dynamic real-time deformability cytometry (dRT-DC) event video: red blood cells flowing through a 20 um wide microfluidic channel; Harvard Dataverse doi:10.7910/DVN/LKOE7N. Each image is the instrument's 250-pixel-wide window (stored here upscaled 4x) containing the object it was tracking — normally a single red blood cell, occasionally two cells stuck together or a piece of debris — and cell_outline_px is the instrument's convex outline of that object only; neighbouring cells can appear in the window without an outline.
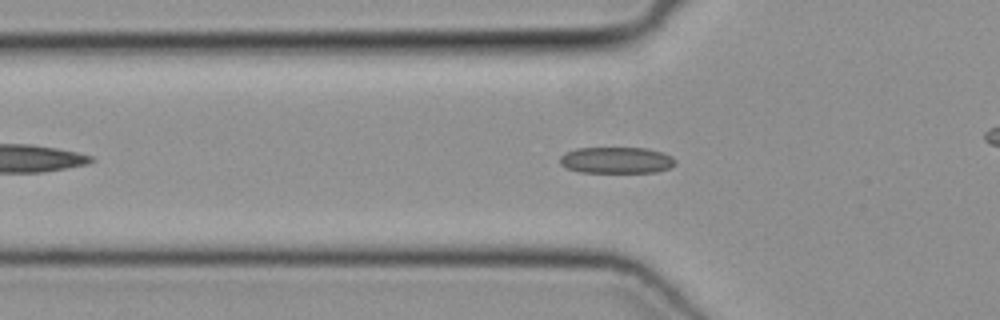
{"species": "common noctule bat (a hibernating species)", "species_latin": "Nyctalus noctula", "temperature_condition": "cold", "stored_images_in_passage": 33, "camera_frame_rate_fps": 3000, "um_per_image_px": 0.085, "animal": {"sex": "female", "body_mass_g": 19.3, "forearm_length_mm": 54.1}, "frame": {"image": 1, "passage_image": 7, "time_ms": 2.0, "image_size_px": [1000, 320], "cell_outline_px": [[676, 164], [668, 168], [656, 172], [580, 172], [564, 168], [560, 164], [560, 156], [576, 148], [644, 148], [660, 152], [672, 156], [676, 160]], "centroid_in_image_um": [52.38, 13.62], "position_along_channel_um": 73.4, "area_um2": 17.69}}
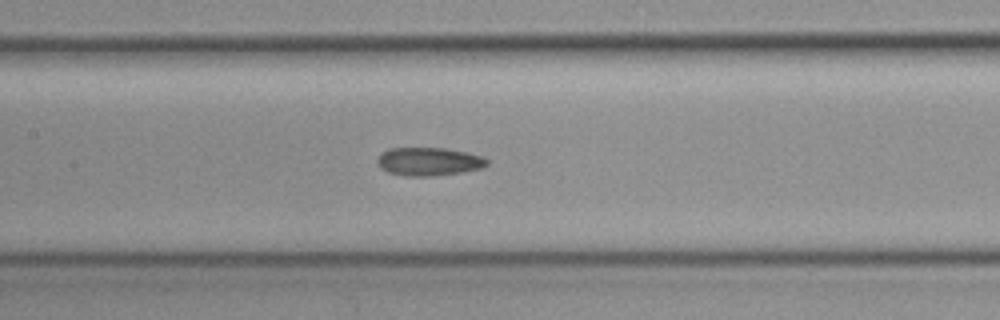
{"frame": {"image": 2, "passage_image": 14, "time_ms": 4.333, "image_size_px": [1000, 320], "cell_outline_px": [[488, 164], [484, 168], [460, 172], [432, 176], [404, 176], [388, 172], [380, 168], [376, 164], [376, 160], [388, 148], [444, 148], [464, 152], [480, 156], [488, 160]], "centroid_in_image_um": [36.42, 13.74], "position_along_channel_um": 171.0, "area_um2": 17.98}}
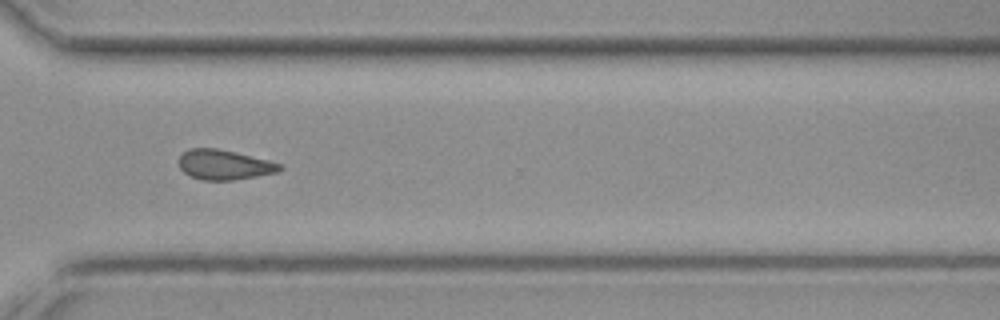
{"frame": {"image": 3, "passage_image": 27, "time_ms": 8.667, "image_size_px": [1000, 320], "cell_outline_px": [[284, 168], [276, 172], [256, 176], [232, 180], [204, 180], [192, 176], [184, 172], [180, 168], [180, 156], [188, 148], [216, 148], [268, 160], [284, 164]], "centroid_in_image_um": [19.08, 14.0], "position_along_channel_um": 351.5, "area_um2": 17.34}}